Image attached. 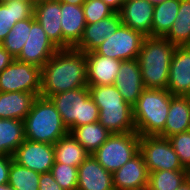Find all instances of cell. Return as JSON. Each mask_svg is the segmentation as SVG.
I'll return each mask as SVG.
<instances>
[{
	"instance_id": "obj_1",
	"label": "cell",
	"mask_w": 190,
	"mask_h": 190,
	"mask_svg": "<svg viewBox=\"0 0 190 190\" xmlns=\"http://www.w3.org/2000/svg\"><path fill=\"white\" fill-rule=\"evenodd\" d=\"M87 62L83 51L59 49L41 68V97L85 87Z\"/></svg>"
},
{
	"instance_id": "obj_2",
	"label": "cell",
	"mask_w": 190,
	"mask_h": 190,
	"mask_svg": "<svg viewBox=\"0 0 190 190\" xmlns=\"http://www.w3.org/2000/svg\"><path fill=\"white\" fill-rule=\"evenodd\" d=\"M175 49L176 45L164 37H145L138 61L146 89H167L169 69Z\"/></svg>"
},
{
	"instance_id": "obj_3",
	"label": "cell",
	"mask_w": 190,
	"mask_h": 190,
	"mask_svg": "<svg viewBox=\"0 0 190 190\" xmlns=\"http://www.w3.org/2000/svg\"><path fill=\"white\" fill-rule=\"evenodd\" d=\"M172 95L167 89H144L133 107L136 132L158 136L165 127Z\"/></svg>"
},
{
	"instance_id": "obj_4",
	"label": "cell",
	"mask_w": 190,
	"mask_h": 190,
	"mask_svg": "<svg viewBox=\"0 0 190 190\" xmlns=\"http://www.w3.org/2000/svg\"><path fill=\"white\" fill-rule=\"evenodd\" d=\"M25 139L54 144L69 133L60 113L49 98L38 96L24 119Z\"/></svg>"
},
{
	"instance_id": "obj_5",
	"label": "cell",
	"mask_w": 190,
	"mask_h": 190,
	"mask_svg": "<svg viewBox=\"0 0 190 190\" xmlns=\"http://www.w3.org/2000/svg\"><path fill=\"white\" fill-rule=\"evenodd\" d=\"M49 99L60 113L63 123L69 129L98 122L99 108L90 96L88 86L65 91Z\"/></svg>"
},
{
	"instance_id": "obj_6",
	"label": "cell",
	"mask_w": 190,
	"mask_h": 190,
	"mask_svg": "<svg viewBox=\"0 0 190 190\" xmlns=\"http://www.w3.org/2000/svg\"><path fill=\"white\" fill-rule=\"evenodd\" d=\"M140 135L136 132L111 134L92 156L112 174L139 153Z\"/></svg>"
},
{
	"instance_id": "obj_7",
	"label": "cell",
	"mask_w": 190,
	"mask_h": 190,
	"mask_svg": "<svg viewBox=\"0 0 190 190\" xmlns=\"http://www.w3.org/2000/svg\"><path fill=\"white\" fill-rule=\"evenodd\" d=\"M139 153L142 155L149 173L160 170H186L168 138L140 136Z\"/></svg>"
},
{
	"instance_id": "obj_8",
	"label": "cell",
	"mask_w": 190,
	"mask_h": 190,
	"mask_svg": "<svg viewBox=\"0 0 190 190\" xmlns=\"http://www.w3.org/2000/svg\"><path fill=\"white\" fill-rule=\"evenodd\" d=\"M145 37L142 33L121 24L112 35L106 36L105 41L94 51L120 61L138 59Z\"/></svg>"
},
{
	"instance_id": "obj_9",
	"label": "cell",
	"mask_w": 190,
	"mask_h": 190,
	"mask_svg": "<svg viewBox=\"0 0 190 190\" xmlns=\"http://www.w3.org/2000/svg\"><path fill=\"white\" fill-rule=\"evenodd\" d=\"M0 92H41V68L14 60L0 72Z\"/></svg>"
},
{
	"instance_id": "obj_10",
	"label": "cell",
	"mask_w": 190,
	"mask_h": 190,
	"mask_svg": "<svg viewBox=\"0 0 190 190\" xmlns=\"http://www.w3.org/2000/svg\"><path fill=\"white\" fill-rule=\"evenodd\" d=\"M58 50L33 16L27 41L15 59L42 68Z\"/></svg>"
},
{
	"instance_id": "obj_11",
	"label": "cell",
	"mask_w": 190,
	"mask_h": 190,
	"mask_svg": "<svg viewBox=\"0 0 190 190\" xmlns=\"http://www.w3.org/2000/svg\"><path fill=\"white\" fill-rule=\"evenodd\" d=\"M13 160L40 174L50 172L55 161L53 144L25 139L14 153Z\"/></svg>"
},
{
	"instance_id": "obj_12",
	"label": "cell",
	"mask_w": 190,
	"mask_h": 190,
	"mask_svg": "<svg viewBox=\"0 0 190 190\" xmlns=\"http://www.w3.org/2000/svg\"><path fill=\"white\" fill-rule=\"evenodd\" d=\"M34 17L58 49L72 48L62 36L61 2L58 0H37L34 7Z\"/></svg>"
},
{
	"instance_id": "obj_13",
	"label": "cell",
	"mask_w": 190,
	"mask_h": 190,
	"mask_svg": "<svg viewBox=\"0 0 190 190\" xmlns=\"http://www.w3.org/2000/svg\"><path fill=\"white\" fill-rule=\"evenodd\" d=\"M167 90L174 96L190 94V45L176 46L171 59Z\"/></svg>"
},
{
	"instance_id": "obj_14",
	"label": "cell",
	"mask_w": 190,
	"mask_h": 190,
	"mask_svg": "<svg viewBox=\"0 0 190 190\" xmlns=\"http://www.w3.org/2000/svg\"><path fill=\"white\" fill-rule=\"evenodd\" d=\"M114 86L125 102H128L131 106L137 102L145 89L138 59L121 61Z\"/></svg>"
},
{
	"instance_id": "obj_15",
	"label": "cell",
	"mask_w": 190,
	"mask_h": 190,
	"mask_svg": "<svg viewBox=\"0 0 190 190\" xmlns=\"http://www.w3.org/2000/svg\"><path fill=\"white\" fill-rule=\"evenodd\" d=\"M154 5L148 0H125L119 11L122 24L152 37Z\"/></svg>"
},
{
	"instance_id": "obj_16",
	"label": "cell",
	"mask_w": 190,
	"mask_h": 190,
	"mask_svg": "<svg viewBox=\"0 0 190 190\" xmlns=\"http://www.w3.org/2000/svg\"><path fill=\"white\" fill-rule=\"evenodd\" d=\"M85 55L88 86L112 85L115 83L120 70V60L97 54L95 51L87 52Z\"/></svg>"
},
{
	"instance_id": "obj_17",
	"label": "cell",
	"mask_w": 190,
	"mask_h": 190,
	"mask_svg": "<svg viewBox=\"0 0 190 190\" xmlns=\"http://www.w3.org/2000/svg\"><path fill=\"white\" fill-rule=\"evenodd\" d=\"M148 178V168L138 153L113 173V186L115 190L140 189L147 186Z\"/></svg>"
},
{
	"instance_id": "obj_18",
	"label": "cell",
	"mask_w": 190,
	"mask_h": 190,
	"mask_svg": "<svg viewBox=\"0 0 190 190\" xmlns=\"http://www.w3.org/2000/svg\"><path fill=\"white\" fill-rule=\"evenodd\" d=\"M77 190H115L113 174L89 155L78 167Z\"/></svg>"
},
{
	"instance_id": "obj_19",
	"label": "cell",
	"mask_w": 190,
	"mask_h": 190,
	"mask_svg": "<svg viewBox=\"0 0 190 190\" xmlns=\"http://www.w3.org/2000/svg\"><path fill=\"white\" fill-rule=\"evenodd\" d=\"M121 24L119 12H114L95 23L86 24L83 36L74 48L84 53L94 51L105 41L106 36L112 35Z\"/></svg>"
},
{
	"instance_id": "obj_20",
	"label": "cell",
	"mask_w": 190,
	"mask_h": 190,
	"mask_svg": "<svg viewBox=\"0 0 190 190\" xmlns=\"http://www.w3.org/2000/svg\"><path fill=\"white\" fill-rule=\"evenodd\" d=\"M98 108V122L111 134H123L136 131L133 119V107L131 105Z\"/></svg>"
},
{
	"instance_id": "obj_21",
	"label": "cell",
	"mask_w": 190,
	"mask_h": 190,
	"mask_svg": "<svg viewBox=\"0 0 190 190\" xmlns=\"http://www.w3.org/2000/svg\"><path fill=\"white\" fill-rule=\"evenodd\" d=\"M60 24L63 39L74 48L81 40L87 24L82 5L61 2Z\"/></svg>"
},
{
	"instance_id": "obj_22",
	"label": "cell",
	"mask_w": 190,
	"mask_h": 190,
	"mask_svg": "<svg viewBox=\"0 0 190 190\" xmlns=\"http://www.w3.org/2000/svg\"><path fill=\"white\" fill-rule=\"evenodd\" d=\"M37 97L29 92H0V119L24 121Z\"/></svg>"
},
{
	"instance_id": "obj_23",
	"label": "cell",
	"mask_w": 190,
	"mask_h": 190,
	"mask_svg": "<svg viewBox=\"0 0 190 190\" xmlns=\"http://www.w3.org/2000/svg\"><path fill=\"white\" fill-rule=\"evenodd\" d=\"M190 130V101L187 96H173L164 130L158 135L168 138Z\"/></svg>"
},
{
	"instance_id": "obj_24",
	"label": "cell",
	"mask_w": 190,
	"mask_h": 190,
	"mask_svg": "<svg viewBox=\"0 0 190 190\" xmlns=\"http://www.w3.org/2000/svg\"><path fill=\"white\" fill-rule=\"evenodd\" d=\"M35 3L27 1H11L0 3V43L17 22L34 16Z\"/></svg>"
},
{
	"instance_id": "obj_25",
	"label": "cell",
	"mask_w": 190,
	"mask_h": 190,
	"mask_svg": "<svg viewBox=\"0 0 190 190\" xmlns=\"http://www.w3.org/2000/svg\"><path fill=\"white\" fill-rule=\"evenodd\" d=\"M55 162L79 167L90 153L71 135L67 133L54 144Z\"/></svg>"
},
{
	"instance_id": "obj_26",
	"label": "cell",
	"mask_w": 190,
	"mask_h": 190,
	"mask_svg": "<svg viewBox=\"0 0 190 190\" xmlns=\"http://www.w3.org/2000/svg\"><path fill=\"white\" fill-rule=\"evenodd\" d=\"M24 140V121L0 119V155L13 156Z\"/></svg>"
},
{
	"instance_id": "obj_27",
	"label": "cell",
	"mask_w": 190,
	"mask_h": 190,
	"mask_svg": "<svg viewBox=\"0 0 190 190\" xmlns=\"http://www.w3.org/2000/svg\"><path fill=\"white\" fill-rule=\"evenodd\" d=\"M70 133L90 155L111 136V133L99 122L74 127Z\"/></svg>"
},
{
	"instance_id": "obj_28",
	"label": "cell",
	"mask_w": 190,
	"mask_h": 190,
	"mask_svg": "<svg viewBox=\"0 0 190 190\" xmlns=\"http://www.w3.org/2000/svg\"><path fill=\"white\" fill-rule=\"evenodd\" d=\"M180 0H166L154 6L152 37H164L175 22Z\"/></svg>"
},
{
	"instance_id": "obj_29",
	"label": "cell",
	"mask_w": 190,
	"mask_h": 190,
	"mask_svg": "<svg viewBox=\"0 0 190 190\" xmlns=\"http://www.w3.org/2000/svg\"><path fill=\"white\" fill-rule=\"evenodd\" d=\"M164 38L176 46L190 45V0H180L175 22Z\"/></svg>"
},
{
	"instance_id": "obj_30",
	"label": "cell",
	"mask_w": 190,
	"mask_h": 190,
	"mask_svg": "<svg viewBox=\"0 0 190 190\" xmlns=\"http://www.w3.org/2000/svg\"><path fill=\"white\" fill-rule=\"evenodd\" d=\"M188 170H160L149 173V190H177L188 178Z\"/></svg>"
},
{
	"instance_id": "obj_31",
	"label": "cell",
	"mask_w": 190,
	"mask_h": 190,
	"mask_svg": "<svg viewBox=\"0 0 190 190\" xmlns=\"http://www.w3.org/2000/svg\"><path fill=\"white\" fill-rule=\"evenodd\" d=\"M40 173L11 161L8 184L15 190H39Z\"/></svg>"
},
{
	"instance_id": "obj_32",
	"label": "cell",
	"mask_w": 190,
	"mask_h": 190,
	"mask_svg": "<svg viewBox=\"0 0 190 190\" xmlns=\"http://www.w3.org/2000/svg\"><path fill=\"white\" fill-rule=\"evenodd\" d=\"M31 30V18L17 21L0 45L16 58L27 41Z\"/></svg>"
},
{
	"instance_id": "obj_33",
	"label": "cell",
	"mask_w": 190,
	"mask_h": 190,
	"mask_svg": "<svg viewBox=\"0 0 190 190\" xmlns=\"http://www.w3.org/2000/svg\"><path fill=\"white\" fill-rule=\"evenodd\" d=\"M90 96L98 107L130 105L125 102L118 89L112 85L88 86Z\"/></svg>"
},
{
	"instance_id": "obj_34",
	"label": "cell",
	"mask_w": 190,
	"mask_h": 190,
	"mask_svg": "<svg viewBox=\"0 0 190 190\" xmlns=\"http://www.w3.org/2000/svg\"><path fill=\"white\" fill-rule=\"evenodd\" d=\"M50 172L63 190H77L78 167L54 161Z\"/></svg>"
},
{
	"instance_id": "obj_35",
	"label": "cell",
	"mask_w": 190,
	"mask_h": 190,
	"mask_svg": "<svg viewBox=\"0 0 190 190\" xmlns=\"http://www.w3.org/2000/svg\"><path fill=\"white\" fill-rule=\"evenodd\" d=\"M182 166L190 172V130L168 137Z\"/></svg>"
},
{
	"instance_id": "obj_36",
	"label": "cell",
	"mask_w": 190,
	"mask_h": 190,
	"mask_svg": "<svg viewBox=\"0 0 190 190\" xmlns=\"http://www.w3.org/2000/svg\"><path fill=\"white\" fill-rule=\"evenodd\" d=\"M82 7L87 24L95 23L115 12L103 0H85Z\"/></svg>"
},
{
	"instance_id": "obj_37",
	"label": "cell",
	"mask_w": 190,
	"mask_h": 190,
	"mask_svg": "<svg viewBox=\"0 0 190 190\" xmlns=\"http://www.w3.org/2000/svg\"><path fill=\"white\" fill-rule=\"evenodd\" d=\"M39 190H63L55 181L51 172L41 173L39 179Z\"/></svg>"
},
{
	"instance_id": "obj_38",
	"label": "cell",
	"mask_w": 190,
	"mask_h": 190,
	"mask_svg": "<svg viewBox=\"0 0 190 190\" xmlns=\"http://www.w3.org/2000/svg\"><path fill=\"white\" fill-rule=\"evenodd\" d=\"M13 156L0 155V185L8 184L9 170Z\"/></svg>"
},
{
	"instance_id": "obj_39",
	"label": "cell",
	"mask_w": 190,
	"mask_h": 190,
	"mask_svg": "<svg viewBox=\"0 0 190 190\" xmlns=\"http://www.w3.org/2000/svg\"><path fill=\"white\" fill-rule=\"evenodd\" d=\"M14 60L15 58L0 45V72Z\"/></svg>"
},
{
	"instance_id": "obj_40",
	"label": "cell",
	"mask_w": 190,
	"mask_h": 190,
	"mask_svg": "<svg viewBox=\"0 0 190 190\" xmlns=\"http://www.w3.org/2000/svg\"><path fill=\"white\" fill-rule=\"evenodd\" d=\"M109 7H111L115 12H119L122 8L125 0H103Z\"/></svg>"
},
{
	"instance_id": "obj_41",
	"label": "cell",
	"mask_w": 190,
	"mask_h": 190,
	"mask_svg": "<svg viewBox=\"0 0 190 190\" xmlns=\"http://www.w3.org/2000/svg\"><path fill=\"white\" fill-rule=\"evenodd\" d=\"M58 1L73 5H83V3L85 2V0H58Z\"/></svg>"
},
{
	"instance_id": "obj_42",
	"label": "cell",
	"mask_w": 190,
	"mask_h": 190,
	"mask_svg": "<svg viewBox=\"0 0 190 190\" xmlns=\"http://www.w3.org/2000/svg\"><path fill=\"white\" fill-rule=\"evenodd\" d=\"M177 190H190V177Z\"/></svg>"
},
{
	"instance_id": "obj_43",
	"label": "cell",
	"mask_w": 190,
	"mask_h": 190,
	"mask_svg": "<svg viewBox=\"0 0 190 190\" xmlns=\"http://www.w3.org/2000/svg\"><path fill=\"white\" fill-rule=\"evenodd\" d=\"M0 190H15L9 184L0 185Z\"/></svg>"
},
{
	"instance_id": "obj_44",
	"label": "cell",
	"mask_w": 190,
	"mask_h": 190,
	"mask_svg": "<svg viewBox=\"0 0 190 190\" xmlns=\"http://www.w3.org/2000/svg\"><path fill=\"white\" fill-rule=\"evenodd\" d=\"M11 1H17V0H0V3H6ZM18 1H27V2H33L36 3L37 0H18Z\"/></svg>"
},
{
	"instance_id": "obj_45",
	"label": "cell",
	"mask_w": 190,
	"mask_h": 190,
	"mask_svg": "<svg viewBox=\"0 0 190 190\" xmlns=\"http://www.w3.org/2000/svg\"><path fill=\"white\" fill-rule=\"evenodd\" d=\"M164 1H166V0H152V4L155 6V5L160 4Z\"/></svg>"
},
{
	"instance_id": "obj_46",
	"label": "cell",
	"mask_w": 190,
	"mask_h": 190,
	"mask_svg": "<svg viewBox=\"0 0 190 190\" xmlns=\"http://www.w3.org/2000/svg\"><path fill=\"white\" fill-rule=\"evenodd\" d=\"M134 190H149L148 187L140 188V189H134Z\"/></svg>"
}]
</instances>
